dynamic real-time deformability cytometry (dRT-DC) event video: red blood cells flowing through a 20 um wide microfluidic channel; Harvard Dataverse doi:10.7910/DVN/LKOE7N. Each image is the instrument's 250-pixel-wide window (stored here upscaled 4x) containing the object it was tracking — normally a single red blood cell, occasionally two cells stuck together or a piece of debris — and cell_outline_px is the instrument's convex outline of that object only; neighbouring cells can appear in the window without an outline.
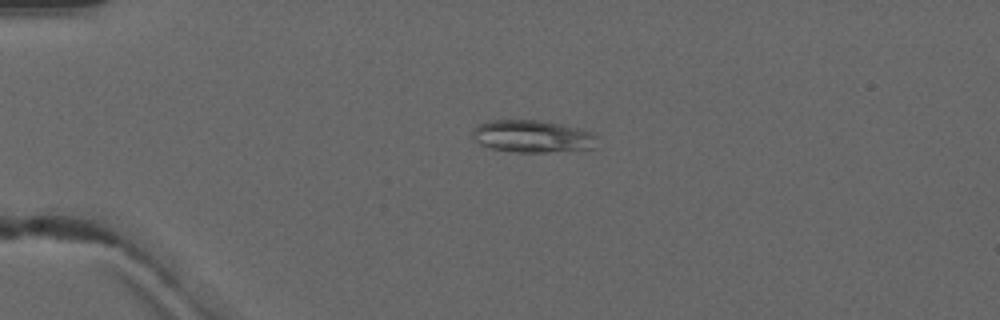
{"species": "common noctule bat (a hibernating species)", "species_latin": "Nyctalus noctula", "temperature_condition": "warm", "stored_images_in_passage": 6, "camera_frame_rate_fps": 3000, "um_per_image_px": 0.085, "animal": {"sex": "male", "forearm_length_mm": 52.5}, "frame": {"image": 1, "passage_image": 2, "time_ms": 1.0, "image_size_px": [1000, 320], "cell_outline_px": [[600, 136], [596, 148], [548, 152], [516, 152], [492, 148], [480, 144], [472, 136], [472, 128], [480, 124], [492, 120], [544, 120], [584, 128]], "centroid_in_image_um": [45.36, 11.58], "position_along_channel_um": 39.6, "area_um2": 23.99}}
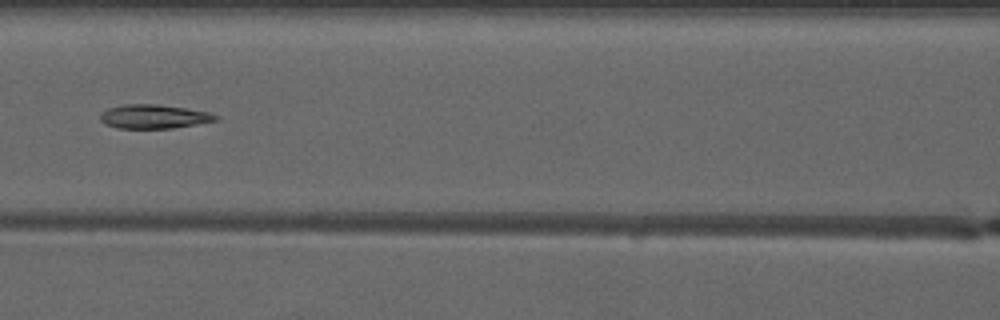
{"frame": {"image": 2, "passage_image": 5, "time_ms": 4.667, "image_size_px": [1000, 320], "cell_outline_px": [[220, 120], [172, 128], [116, 128], [104, 124], [100, 120], [100, 112], [108, 108], [120, 104], [156, 104], [188, 108], [208, 112], [220, 116]], "centroid_in_image_um": [13.06, 9.9], "position_along_channel_um": 153.5, "area_um2": 16.36}}
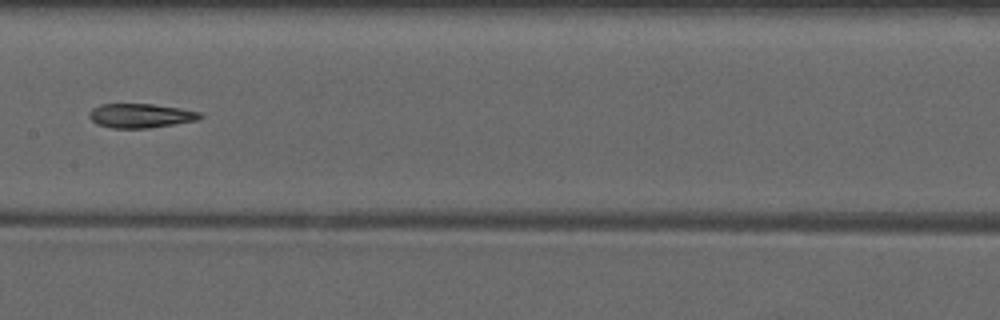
{"frame": {"image": 3, "passage_image": 6, "time_ms": 5.667, "image_size_px": [1000, 320], "cell_outline_px": [[204, 116], [196, 120], [148, 128], [112, 128], [96, 124], [88, 116], [88, 112], [92, 108], [100, 104], [152, 104], [180, 108], [200, 112]], "centroid_in_image_um": [11.91, 9.83], "position_along_channel_um": 195.5, "area_um2": 15.61}}